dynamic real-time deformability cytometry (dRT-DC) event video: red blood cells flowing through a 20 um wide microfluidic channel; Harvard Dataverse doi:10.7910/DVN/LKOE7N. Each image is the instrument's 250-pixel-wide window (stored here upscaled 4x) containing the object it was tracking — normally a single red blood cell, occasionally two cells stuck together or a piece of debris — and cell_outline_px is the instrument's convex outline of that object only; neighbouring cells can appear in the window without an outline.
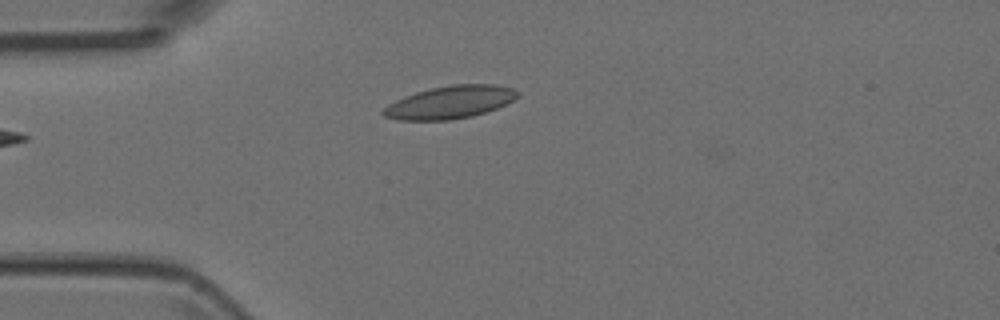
{"species": "Egyptian fruit bat (a non-hibernating species)", "species_latin": "Rousettus aegyptiacus", "temperature_condition": "room temperature", "stored_images_in_passage": 6, "camera_frame_rate_fps": 3000, "um_per_image_px": 0.085, "animal": {"sex": "female"}, "frame": {"image": 1, "passage_image": 6, "time_ms": 1.667, "image_size_px": [1000, 320], "cell_outline_px": [[520, 96], [496, 108], [472, 116], [448, 120], [396, 120], [384, 116], [380, 112], [388, 104], [404, 96], [416, 92], [432, 88], [452, 84], [496, 84], [512, 88], [520, 92]], "centroid_in_image_um": [38.24, 8.68], "position_along_channel_um": 46.8, "area_um2": 25.55}}